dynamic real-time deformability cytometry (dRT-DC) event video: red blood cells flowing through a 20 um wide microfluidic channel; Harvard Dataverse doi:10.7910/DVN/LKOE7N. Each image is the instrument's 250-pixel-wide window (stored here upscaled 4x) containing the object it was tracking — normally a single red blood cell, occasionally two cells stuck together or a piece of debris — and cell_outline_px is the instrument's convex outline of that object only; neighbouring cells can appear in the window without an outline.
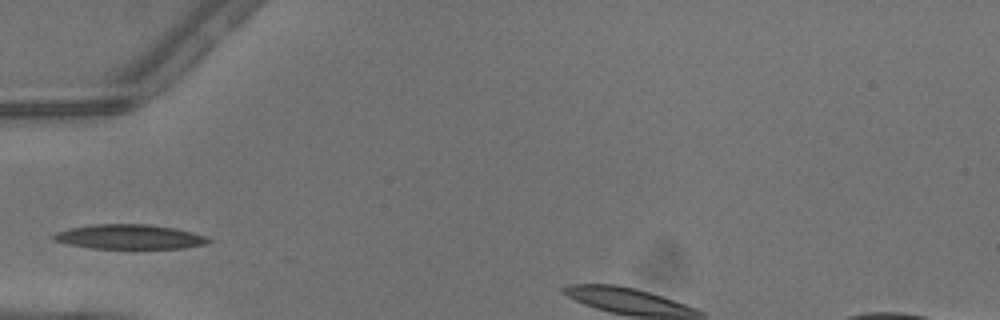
{"species": "common noctule bat (a hibernating species)", "species_latin": "Nyctalus noctula", "temperature_condition": "warm", "stored_images_in_passage": 2, "camera_frame_rate_fps": 3000, "um_per_image_px": 0.085, "animal": {"sex": "male", "body_mass_g": 13.3}, "frame": {"image": 1, "passage_image": 1, "time_ms": 0.0, "image_size_px": [1000, 320], "cell_outline_px": [[212, 240], [208, 244], [184, 248], [88, 248], [68, 244], [52, 240], [48, 236], [56, 232], [68, 228], [92, 224], [148, 224], [176, 228], [192, 232], [204, 236]], "centroid_in_image_um": [10.95, 20.12], "position_along_channel_um": 74.0, "area_um2": 22.43}}